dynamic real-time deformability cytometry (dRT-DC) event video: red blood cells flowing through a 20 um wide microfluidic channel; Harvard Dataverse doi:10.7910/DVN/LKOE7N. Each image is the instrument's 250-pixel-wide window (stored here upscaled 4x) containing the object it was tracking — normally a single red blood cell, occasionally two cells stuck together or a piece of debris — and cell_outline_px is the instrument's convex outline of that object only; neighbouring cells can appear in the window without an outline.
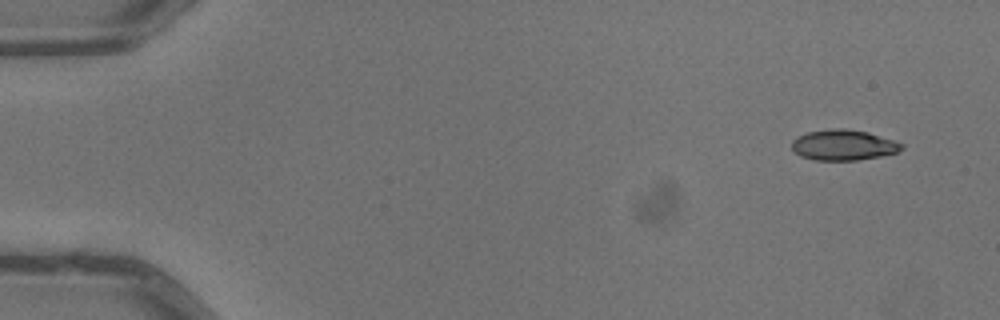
{"species": "common noctule bat (a hibernating species)", "species_latin": "Nyctalus noctula", "temperature_condition": "warm", "stored_images_in_passage": 5, "camera_frame_rate_fps": 3000, "um_per_image_px": 0.085, "animal": {"sex": "male", "body_mass_g": 13.3}, "frame": {"image": 1, "passage_image": 1, "time_ms": 0.0, "image_size_px": [1000, 320], "cell_outline_px": [[904, 148], [896, 152], [880, 156], [856, 160], [812, 160], [800, 156], [792, 148], [792, 140], [796, 136], [808, 132], [832, 128], [844, 128], [868, 132], [896, 140], [904, 144]], "centroid_in_image_um": [71.7, 12.32], "position_along_channel_um": 13.3, "area_um2": 19.71}}
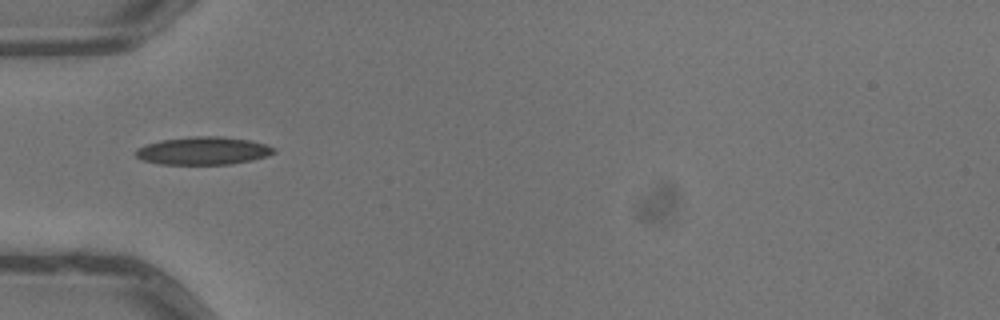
{"frame": {"image": 2, "passage_image": 5, "time_ms": 1.333, "image_size_px": [1000, 320], "cell_outline_px": [[276, 152], [268, 156], [252, 160], [228, 164], [160, 164], [144, 160], [136, 156], [136, 148], [160, 140], [192, 136], [224, 136], [252, 140], [276, 148]], "centroid_in_image_um": [17.31, 12.8], "position_along_channel_um": 67.7, "area_um2": 22.48}}